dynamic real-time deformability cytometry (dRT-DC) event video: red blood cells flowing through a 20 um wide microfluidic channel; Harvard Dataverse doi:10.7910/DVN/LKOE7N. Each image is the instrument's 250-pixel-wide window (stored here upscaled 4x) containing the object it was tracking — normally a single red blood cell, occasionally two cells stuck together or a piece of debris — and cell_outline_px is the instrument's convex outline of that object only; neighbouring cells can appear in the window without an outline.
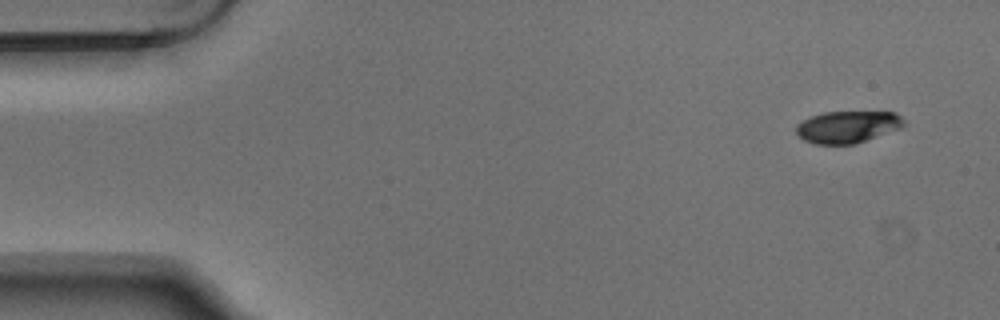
{"species": "Egyptian fruit bat (a non-hibernating species)", "species_latin": "Rousettus aegyptiacus", "temperature_condition": "warm", "stored_images_in_passage": 7, "camera_frame_rate_fps": 3000, "um_per_image_px": 0.085, "animal": {"sex": "male"}, "frame": {"image": 1, "passage_image": 1, "time_ms": 0.0, "image_size_px": [1000, 320], "cell_outline_px": [[904, 124], [900, 128], [852, 144], [816, 144], [804, 140], [796, 132], [796, 124], [812, 116], [824, 112], [896, 112], [904, 120]], "centroid_in_image_um": [72.02, 10.77], "position_along_channel_um": 13.0, "area_um2": 19.71}}
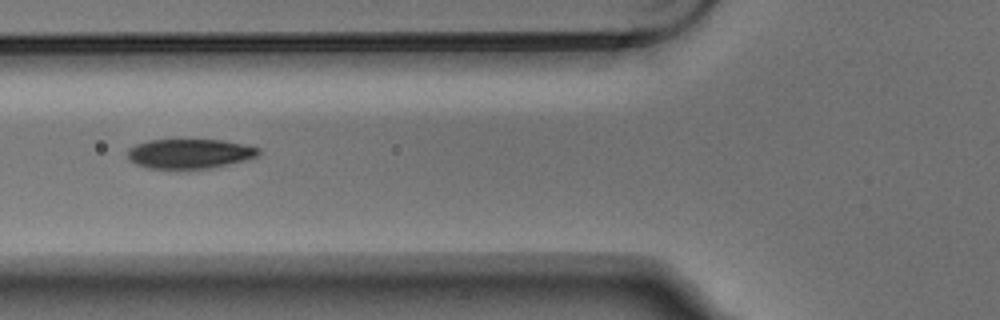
{"frame": {"image": 2, "passage_image": 5, "time_ms": 1.333, "image_size_px": [1000, 320], "cell_outline_px": [[260, 152], [256, 156], [244, 160], [208, 168], [148, 168], [136, 164], [128, 160], [128, 148], [136, 144], [148, 140], [224, 140], [260, 148]], "centroid_in_image_um": [16.08, 13.05], "position_along_channel_um": 109.7, "area_um2": 22.31}}
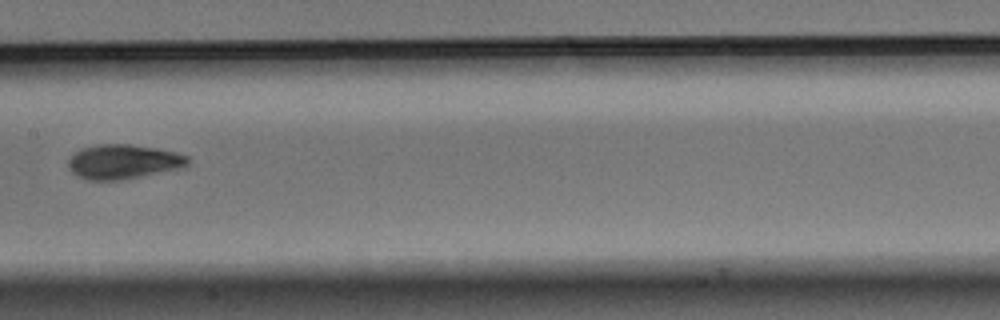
{"frame": {"image": 3, "passage_image": 7, "time_ms": 2.0, "image_size_px": [1000, 320], "cell_outline_px": [[188, 164], [172, 168], [120, 180], [88, 180], [72, 172], [68, 168], [68, 160], [80, 148], [100, 144], [128, 144], [156, 148], [188, 156]], "centroid_in_image_um": [10.37, 13.72], "position_along_channel_um": 197.0, "area_um2": 23.18}}